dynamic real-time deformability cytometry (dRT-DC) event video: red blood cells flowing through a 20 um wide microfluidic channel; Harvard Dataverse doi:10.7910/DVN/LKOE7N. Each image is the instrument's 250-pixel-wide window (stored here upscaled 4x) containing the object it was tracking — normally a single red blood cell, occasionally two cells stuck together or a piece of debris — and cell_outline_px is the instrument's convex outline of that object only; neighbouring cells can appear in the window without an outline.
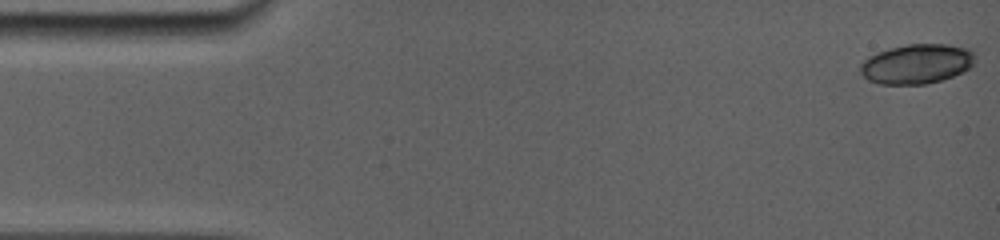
{"species": "common noctule bat (a hibernating species)", "species_latin": "Nyctalus noctula", "temperature_condition": "room temperature", "stored_images_in_passage": 14, "camera_frame_rate_fps": 5000, "um_per_image_px": 0.085, "animal": {"sex": "female", "body_mass_g": 19.0, "forearm_length_mm": 56.7}, "frame": {"image": 1, "passage_image": 1, "time_ms": 0.0, "image_size_px": [1000, 240], "cell_outline_px": [[976, 60], [964, 72], [940, 80], [924, 84], [880, 84], [868, 80], [860, 72], [860, 64], [868, 56], [876, 52], [908, 44], [948, 44], [968, 48], [976, 56]], "centroid_in_image_um": [77.92, 5.42], "position_along_channel_um": 7.1, "area_um2": 26.53}}
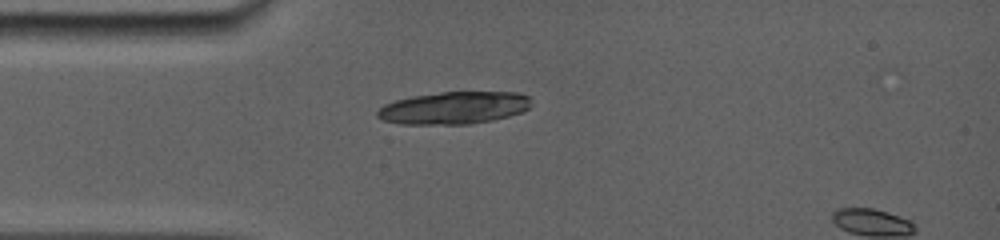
{"frame": {"image": 2, "passage_image": 13, "time_ms": 4.0, "image_size_px": [1000, 240], "cell_outline_px": [[532, 96], [528, 108], [520, 112], [508, 116], [492, 120], [468, 124], [400, 124], [384, 120], [376, 116], [376, 112], [384, 104], [396, 100], [412, 96], [440, 92], [520, 92]], "centroid_in_image_um": [38.59, 9.16], "position_along_channel_um": 46.4, "area_um2": 29.07}}